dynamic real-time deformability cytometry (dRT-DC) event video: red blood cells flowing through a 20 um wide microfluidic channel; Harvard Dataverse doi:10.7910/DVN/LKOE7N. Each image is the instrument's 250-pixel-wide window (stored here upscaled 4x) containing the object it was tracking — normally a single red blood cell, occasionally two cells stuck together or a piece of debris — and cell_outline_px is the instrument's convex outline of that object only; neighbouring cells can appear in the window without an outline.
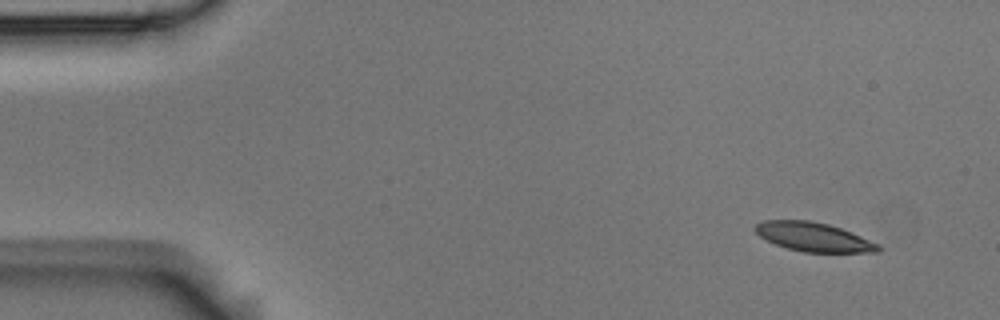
{"species": "Egyptian fruit bat (a non-hibernating species)", "species_latin": "Rousettus aegyptiacus", "temperature_condition": "room temperature", "stored_images_in_passage": 3, "camera_frame_rate_fps": 3000, "um_per_image_px": 0.085, "animal": {"sex": "male"}, "frame": {"image": 1, "passage_image": 1, "time_ms": 0.0, "image_size_px": [1000, 320], "cell_outline_px": [[880, 252], [804, 252], [788, 248], [776, 244], [760, 236], [752, 228], [756, 224], [764, 220], [808, 220], [828, 224], [840, 228], [880, 244]], "centroid_in_image_um": [69.15, 20.14], "position_along_channel_um": 15.9, "area_um2": 20.58}}
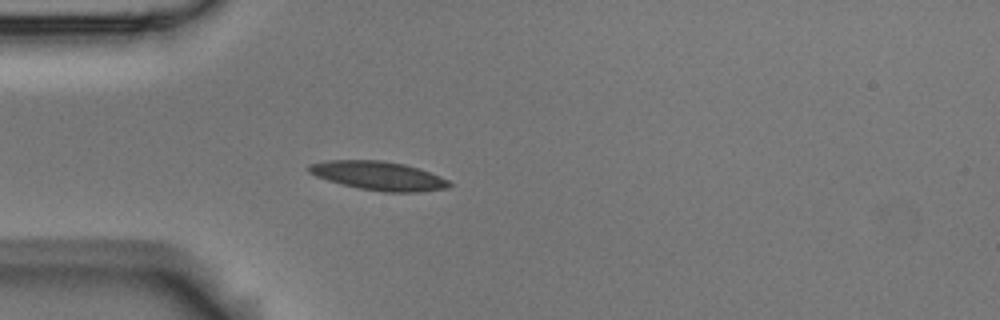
{"frame": {"image": 2, "passage_image": 3, "time_ms": 0.667, "image_size_px": [1000, 320], "cell_outline_px": [[452, 184], [448, 188], [420, 192], [384, 192], [360, 188], [328, 180], [316, 176], [308, 172], [308, 164], [328, 160], [384, 160], [404, 164], [440, 176], [448, 180]], "centroid_in_image_um": [32.17, 14.93], "position_along_channel_um": 52.8, "area_um2": 23.41}}